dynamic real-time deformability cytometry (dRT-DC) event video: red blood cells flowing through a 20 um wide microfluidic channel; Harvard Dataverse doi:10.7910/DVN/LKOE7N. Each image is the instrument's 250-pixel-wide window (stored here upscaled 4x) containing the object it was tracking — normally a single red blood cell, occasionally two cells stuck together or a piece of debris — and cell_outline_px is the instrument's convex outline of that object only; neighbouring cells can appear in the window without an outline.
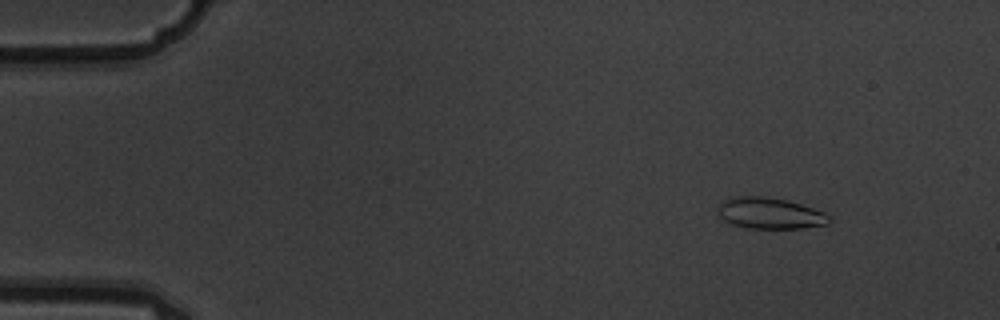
{"species": "common noctule bat (a hibernating species)", "species_latin": "Nyctalus noctula", "temperature_condition": "warm", "stored_images_in_passage": 5, "camera_frame_rate_fps": 3000, "um_per_image_px": 0.085, "animal": {"sex": "male", "body_mass_g": 19.5, "forearm_length_mm": 54.6}, "frame": {"image": 1, "passage_image": 2, "time_ms": 0.333, "image_size_px": [1000, 320], "cell_outline_px": [[832, 220], [828, 224], [800, 228], [748, 228], [732, 224], [724, 220], [720, 216], [716, 208], [724, 200], [732, 196], [764, 196], [788, 200], [824, 212], [832, 216]], "centroid_in_image_um": [65.45, 18.12], "position_along_channel_um": 19.6, "area_um2": 20.35}}
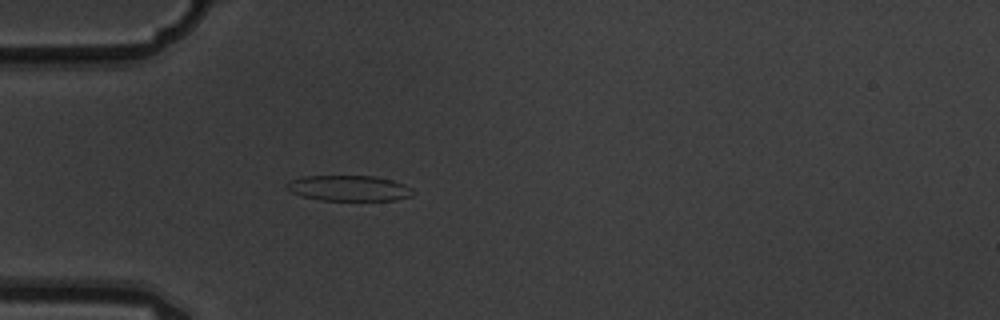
{"frame": {"image": 2, "passage_image": 5, "time_ms": 1.333, "image_size_px": [1000, 320], "cell_outline_px": [[416, 192], [412, 196], [396, 200], [320, 200], [304, 196], [292, 192], [284, 184], [292, 180], [304, 176], [376, 176], [392, 180], [404, 184], [412, 188]], "centroid_in_image_um": [29.72, 15.99], "position_along_channel_um": 55.3, "area_um2": 18.79}}